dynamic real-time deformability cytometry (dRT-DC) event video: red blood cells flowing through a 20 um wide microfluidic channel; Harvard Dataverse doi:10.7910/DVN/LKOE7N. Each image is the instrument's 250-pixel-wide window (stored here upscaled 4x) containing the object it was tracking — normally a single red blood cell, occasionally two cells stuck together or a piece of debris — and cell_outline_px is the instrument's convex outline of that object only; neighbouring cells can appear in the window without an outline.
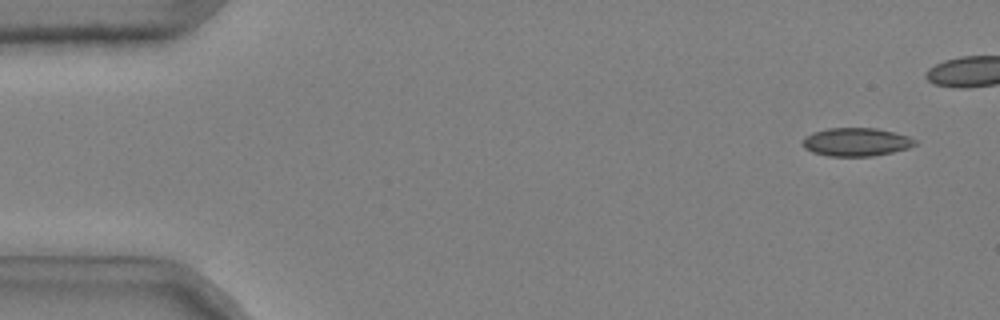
{"species": "common noctule bat (a hibernating species)", "species_latin": "Nyctalus noctula", "temperature_condition": "cold", "stored_images_in_passage": 44, "camera_frame_rate_fps": 3000, "um_per_image_px": 0.085, "animal": {"sex": "male", "body_mass_g": 20.4}, "frame": {"image": 1, "passage_image": 3, "time_ms": 0.667, "image_size_px": [1000, 320], "cell_outline_px": [[916, 144], [908, 148], [892, 152], [872, 156], [828, 156], [812, 152], [804, 148], [804, 136], [812, 132], [828, 128], [876, 128], [908, 136], [916, 140]], "centroid_in_image_um": [72.76, 12.07], "position_along_channel_um": 12.2, "area_um2": 18.44}}
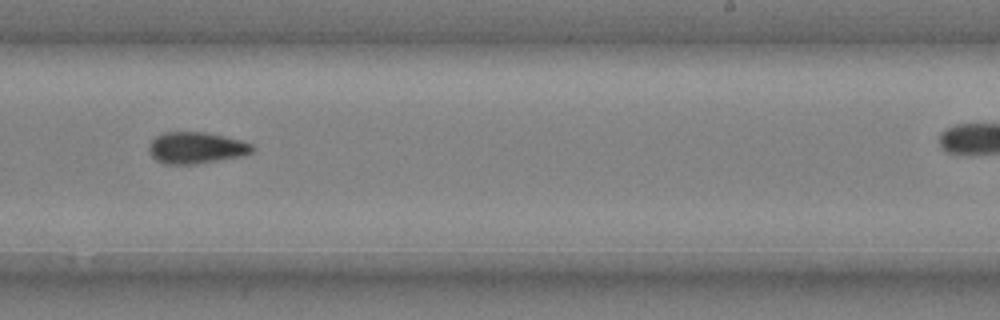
{"frame": {"image": 2, "passage_image": 33, "time_ms": 10.667, "image_size_px": [1000, 320], "cell_outline_px": [[256, 148], [252, 152], [244, 156], [220, 160], [192, 164], [164, 164], [156, 160], [148, 152], [148, 148], [152, 140], [160, 132], [204, 132], [224, 136], [240, 140], [252, 144]], "centroid_in_image_um": [16.67, 12.56], "position_along_channel_um": 272.3, "area_um2": 19.13}}
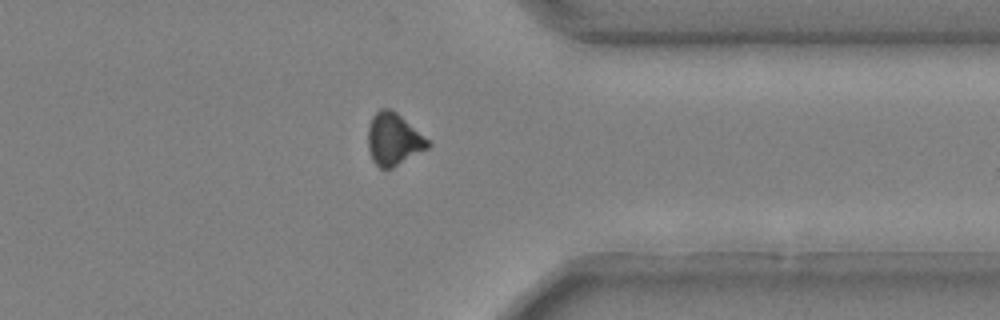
{"frame": {"image": 3, "passage_image": 42, "time_ms": 13.667, "image_size_px": [1000, 320], "cell_outline_px": [[432, 144], [428, 148], [392, 168], [380, 168], [372, 160], [368, 148], [368, 124], [372, 116], [380, 108], [388, 108], [396, 112], [428, 140]], "centroid_in_image_um": [33.42, 11.83], "position_along_channel_um": 378.0, "area_um2": 18.03}}